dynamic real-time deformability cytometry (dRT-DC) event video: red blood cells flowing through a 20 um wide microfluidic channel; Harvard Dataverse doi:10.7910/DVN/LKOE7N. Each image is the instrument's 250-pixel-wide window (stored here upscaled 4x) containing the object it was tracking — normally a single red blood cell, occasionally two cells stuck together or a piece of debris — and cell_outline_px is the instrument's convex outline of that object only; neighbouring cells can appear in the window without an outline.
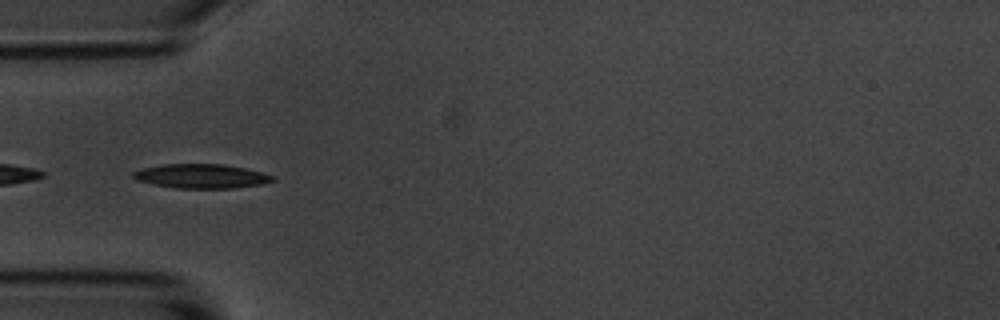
{"species": "common noctule bat (a hibernating species)", "species_latin": "Nyctalus noctula", "temperature_condition": "room temperature", "stored_images_in_passage": 9, "camera_frame_rate_fps": 3000, "um_per_image_px": 0.085, "animal": {"sex": "male", "body_mass_g": 20.1, "forearm_length_mm": 53.5}, "frame": {"image": 1, "passage_image": 4, "time_ms": 4.333, "image_size_px": [1000, 320], "cell_outline_px": [[276, 180], [264, 184], [232, 188], [176, 188], [152, 184], [136, 180], [132, 176], [132, 172], [144, 168], [164, 164], [224, 164], [244, 168], [276, 176]], "centroid_in_image_um": [17.13, 14.98], "position_along_channel_um": 67.9, "area_um2": 19.71}}
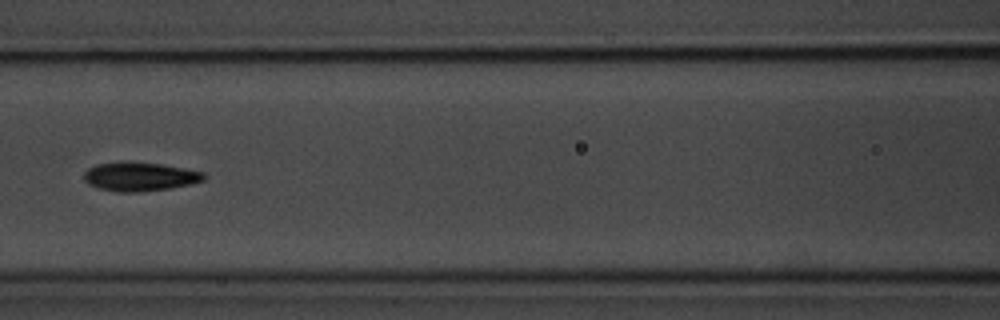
{"frame": {"image": 2, "passage_image": 6, "time_ms": 6.667, "image_size_px": [1000, 320], "cell_outline_px": [[208, 176], [204, 180], [188, 184], [168, 188], [136, 192], [120, 192], [100, 188], [88, 184], [84, 180], [84, 172], [88, 168], [96, 164], [160, 164], [184, 168], [204, 172]], "centroid_in_image_um": [11.91, 15.04], "position_along_channel_um": 154.7, "area_um2": 19.31}}
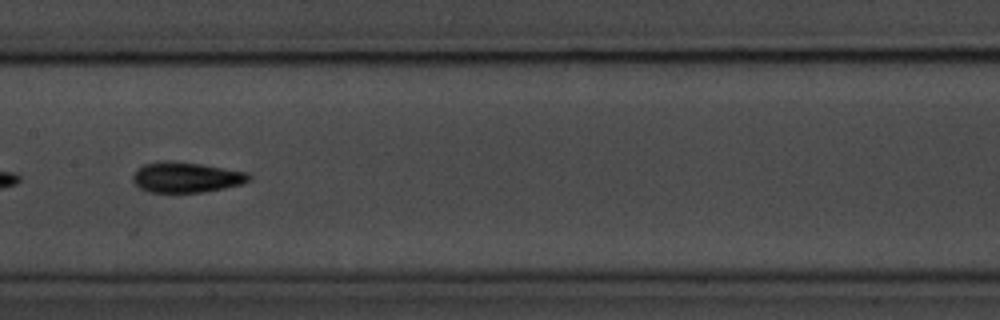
{"frame": {"image": 3, "passage_image": 7, "time_ms": 7.667, "image_size_px": [1000, 320], "cell_outline_px": [[252, 180], [240, 184], [224, 188], [200, 192], [148, 192], [140, 188], [132, 180], [132, 176], [144, 164], [164, 160], [172, 160], [200, 164], [248, 172], [252, 176]], "centroid_in_image_um": [15.84, 15.06], "position_along_channel_um": 191.6, "area_um2": 20.52}}